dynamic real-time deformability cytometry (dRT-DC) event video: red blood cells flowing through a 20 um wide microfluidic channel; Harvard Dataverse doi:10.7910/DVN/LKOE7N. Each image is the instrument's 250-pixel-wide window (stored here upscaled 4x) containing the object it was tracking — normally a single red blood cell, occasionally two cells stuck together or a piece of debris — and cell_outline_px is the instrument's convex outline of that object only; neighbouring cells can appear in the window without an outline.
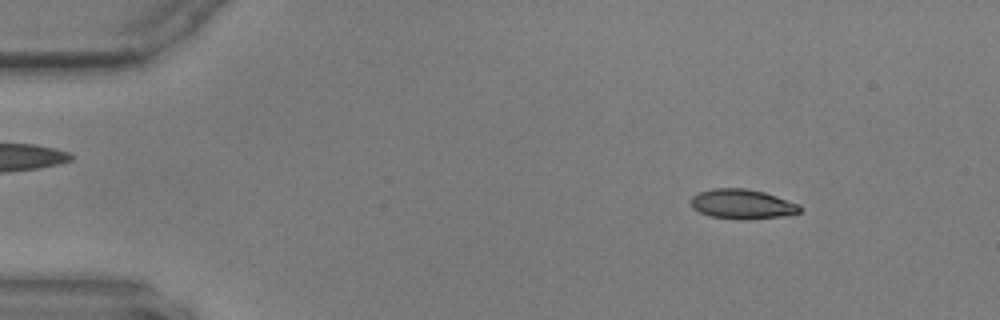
{"species": "common noctule bat (a hibernating species)", "species_latin": "Nyctalus noctula", "temperature_condition": "warm", "stored_images_in_passage": 57, "camera_frame_rate_fps": 3000, "um_per_image_px": 0.085, "animal": {"sex": "male", "body_mass_g": 17.9, "forearm_length_mm": 54.2}, "frame": {"image": 1, "passage_image": 7, "time_ms": 2.0, "image_size_px": [1000, 320], "cell_outline_px": [[804, 208], [800, 212], [780, 216], [744, 220], [740, 220], [708, 216], [692, 208], [688, 200], [692, 196], [700, 192], [712, 188], [744, 188], [764, 192], [800, 204]], "centroid_in_image_um": [63.06, 17.35], "position_along_channel_um": 21.9, "area_um2": 19.07}}
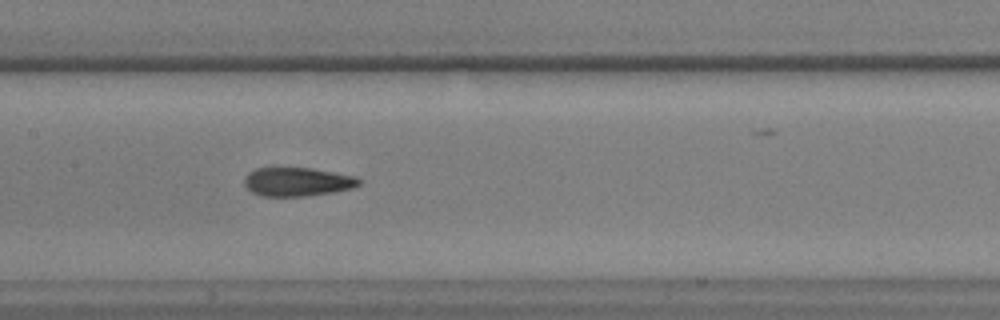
{"frame": {"image": 2, "passage_image": 28, "time_ms": 9.0, "image_size_px": [1000, 320], "cell_outline_px": [[360, 184], [352, 188], [332, 192], [304, 196], [260, 196], [252, 192], [244, 184], [244, 176], [248, 172], [256, 168], [312, 168], [356, 176], [360, 180]], "centroid_in_image_um": [25.25, 15.45], "position_along_channel_um": 182.2, "area_um2": 19.19}}
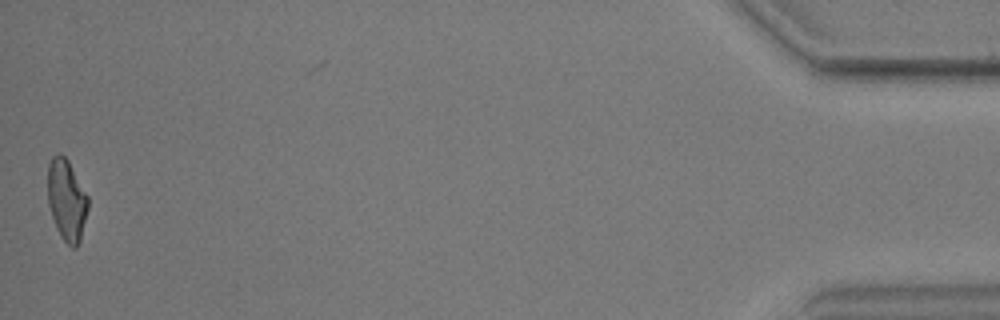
{"frame": {"image": 3, "passage_image": 57, "time_ms": 18.667, "image_size_px": [1000, 320], "cell_outline_px": [[88, 208], [80, 240], [76, 248], [72, 248], [60, 236], [56, 228], [48, 204], [48, 164], [52, 156], [56, 152], [60, 152], [68, 160], [88, 196]], "centroid_in_image_um": [5.66, 16.98], "position_along_channel_um": 429.5, "area_um2": 19.13}}